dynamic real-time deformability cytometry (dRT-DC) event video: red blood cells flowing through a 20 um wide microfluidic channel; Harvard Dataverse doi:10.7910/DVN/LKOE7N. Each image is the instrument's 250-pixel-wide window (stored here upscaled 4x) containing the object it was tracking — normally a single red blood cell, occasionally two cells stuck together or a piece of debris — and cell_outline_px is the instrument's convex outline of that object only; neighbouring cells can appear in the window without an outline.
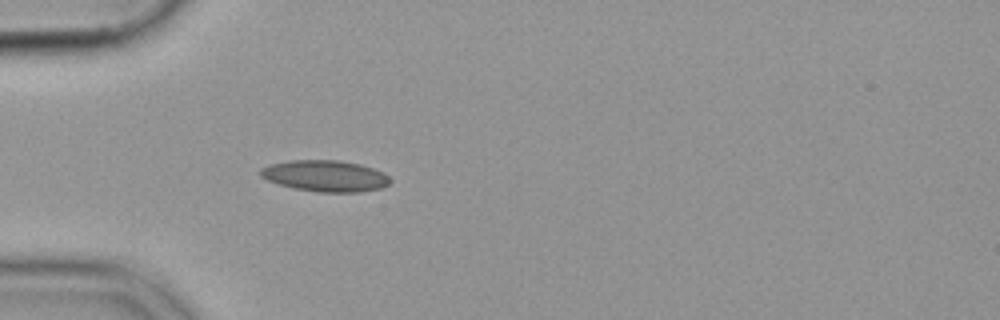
{"species": "common noctule bat (a hibernating species)", "species_latin": "Nyctalus noctula", "temperature_condition": "cold", "stored_images_in_passage": 39, "camera_frame_rate_fps": 3000, "um_per_image_px": 0.085, "animal": {"sex": "female", "body_mass_g": 19.9}, "frame": {"image": 1, "passage_image": 1, "time_ms": 0.0, "image_size_px": [1000, 320], "cell_outline_px": [[392, 180], [388, 184], [380, 188], [360, 192], [316, 192], [292, 188], [268, 180], [260, 176], [260, 168], [268, 164], [288, 160], [340, 160], [360, 164], [384, 172]], "centroid_in_image_um": [27.63, 14.95], "position_along_channel_um": 57.4, "area_um2": 23.81}}
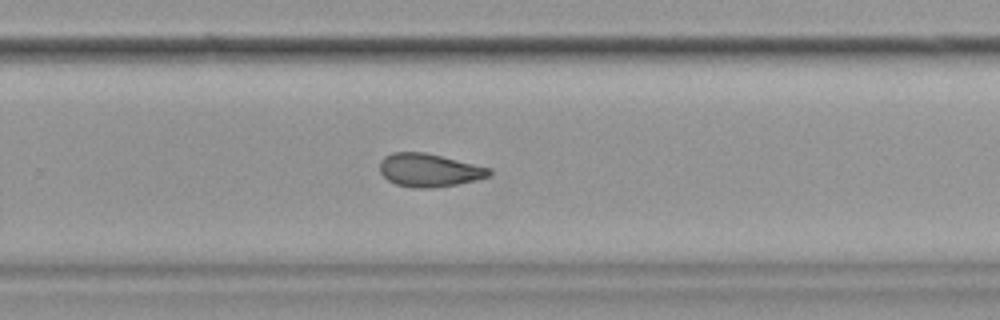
{"frame": {"image": 2, "passage_image": 21, "time_ms": 6.667, "image_size_px": [1000, 320], "cell_outline_px": [[492, 172], [488, 176], [476, 180], [456, 184], [432, 188], [412, 188], [396, 184], [388, 180], [380, 172], [380, 160], [384, 156], [392, 152], [424, 152], [488, 168]], "centroid_in_image_um": [36.41, 14.47], "position_along_channel_um": 293.4, "area_um2": 20.87}}
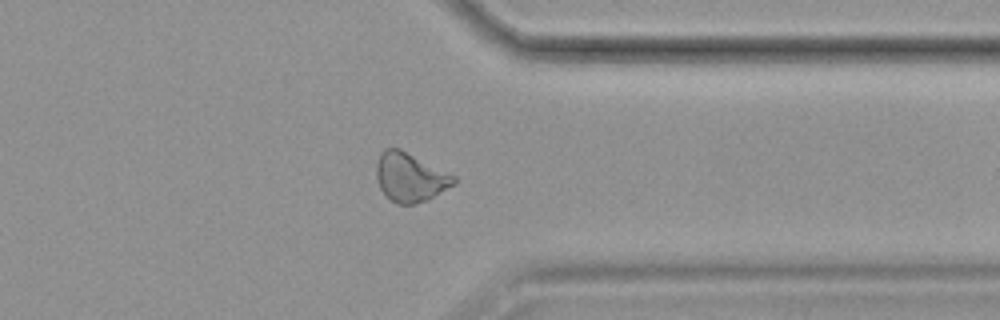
{"frame": {"image": 3, "passage_image": 28, "time_ms": 9.0, "image_size_px": [1000, 320], "cell_outline_px": [[456, 184], [428, 200], [416, 204], [396, 204], [380, 188], [376, 176], [376, 164], [380, 152], [384, 148], [400, 148], [456, 176]], "centroid_in_image_um": [34.87, 15.06], "position_along_channel_um": 376.5, "area_um2": 22.2}}